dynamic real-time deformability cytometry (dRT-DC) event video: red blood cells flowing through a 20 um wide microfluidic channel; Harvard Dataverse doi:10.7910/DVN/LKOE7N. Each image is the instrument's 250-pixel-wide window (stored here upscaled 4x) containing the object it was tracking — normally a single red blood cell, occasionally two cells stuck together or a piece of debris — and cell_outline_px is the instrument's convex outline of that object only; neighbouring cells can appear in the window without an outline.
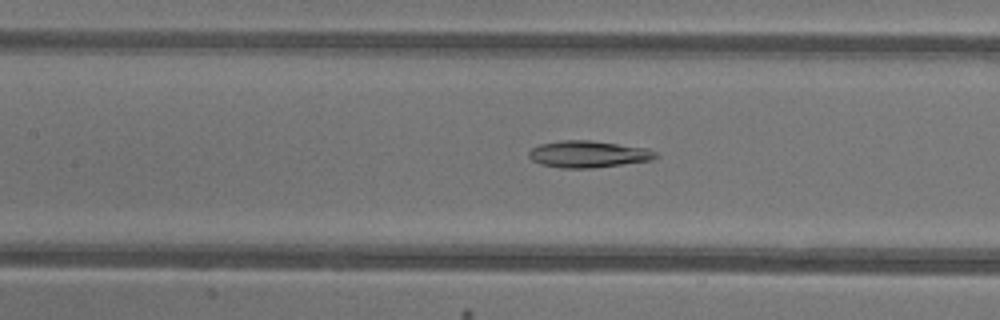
{"species": "common noctule bat (a hibernating species)", "species_latin": "Nyctalus noctula", "temperature_condition": "warm", "stored_images_in_passage": 50, "camera_frame_rate_fps": 3000, "um_per_image_px": 0.085, "animal": {"sex": "female"}, "frame": {"image": 1, "passage_image": 24, "time_ms": 7.667, "image_size_px": [1000, 320], "cell_outline_px": [[660, 156], [652, 160], [592, 168], [560, 168], [540, 164], [532, 160], [528, 156], [528, 152], [532, 148], [540, 144], [560, 140], [592, 140], [648, 148], [656, 152]], "centroid_in_image_um": [50.01, 13.1], "position_along_channel_um": 157.4, "area_um2": 19.94}}
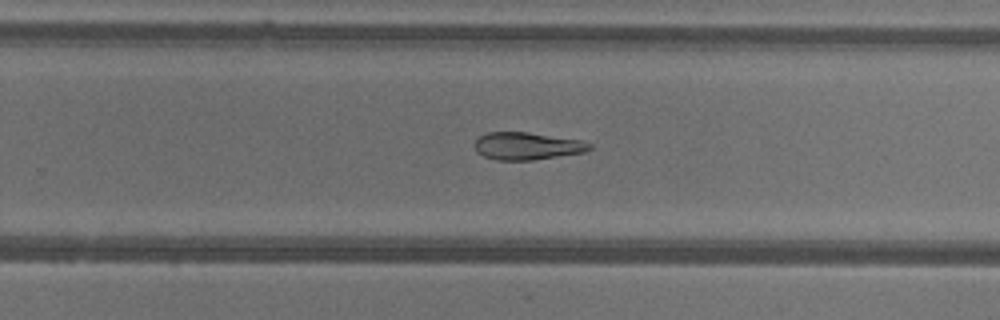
{"frame": {"image": 2, "passage_image": 33, "time_ms": 10.667, "image_size_px": [1000, 320], "cell_outline_px": [[592, 148], [584, 152], [532, 160], [496, 160], [484, 156], [476, 152], [476, 140], [480, 136], [488, 132], [528, 132], [580, 140], [592, 144]], "centroid_in_image_um": [44.8, 12.41], "position_along_channel_um": 285.0, "area_um2": 18.21}}
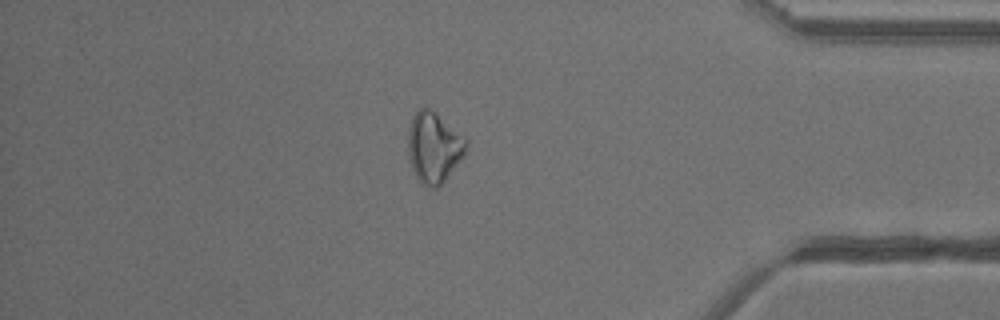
{"frame": {"image": 3, "passage_image": 43, "time_ms": 14.0, "image_size_px": [1000, 320], "cell_outline_px": [[468, 144], [464, 156], [444, 180], [436, 188], [428, 188], [416, 176], [412, 168], [408, 156], [408, 128], [412, 116], [420, 108], [428, 108], [468, 140]], "centroid_in_image_um": [36.86, 12.54], "position_along_channel_um": 398.3, "area_um2": 23.47}, "authors_computed_cell_mechanics": {"area_um2": 22.9755, "velocity_mm_per_s": 4.2804, "shape_relaxation_time_tau1_ms": null, "shape_relaxation_time_tau2_ms": 11.2564, "deformation_change_tau1": null, "deformation_change_tau2": 0.2609}}